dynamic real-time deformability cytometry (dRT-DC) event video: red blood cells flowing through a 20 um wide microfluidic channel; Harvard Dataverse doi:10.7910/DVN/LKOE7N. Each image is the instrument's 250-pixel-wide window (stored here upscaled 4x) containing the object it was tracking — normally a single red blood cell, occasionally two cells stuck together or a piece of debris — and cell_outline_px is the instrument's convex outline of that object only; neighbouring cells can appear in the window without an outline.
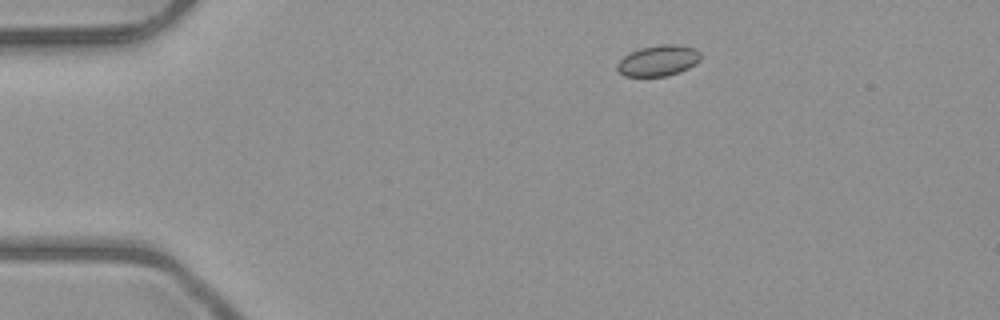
{"species": "common noctule bat (a hibernating species)", "species_latin": "Nyctalus noctula", "temperature_condition": "room temperature", "stored_images_in_passage": 5, "camera_frame_rate_fps": 3000, "um_per_image_px": 0.085, "animal": {"sex": "male", "body_mass_g": 23.1, "forearm_length_mm": 52.7}, "frame": {"image": 1, "passage_image": 2, "time_ms": 1.0, "image_size_px": [1000, 320], "cell_outline_px": [[700, 60], [696, 64], [680, 72], [668, 76], [624, 76], [616, 68], [616, 64], [628, 52], [640, 48], [660, 44], [676, 44], [696, 48], [700, 52]], "centroid_in_image_um": [55.96, 5.14], "position_along_channel_um": 29.0, "area_um2": 15.2}}
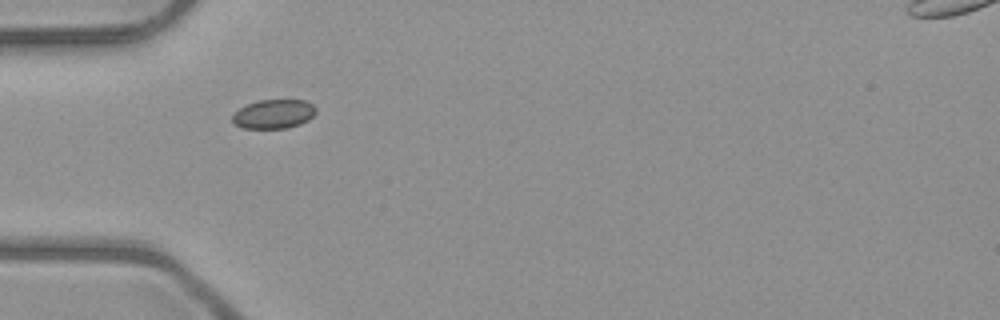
{"frame": {"image": 2, "passage_image": 4, "time_ms": 3.333, "image_size_px": [1000, 320], "cell_outline_px": [[316, 112], [308, 120], [300, 124], [288, 128], [244, 128], [236, 124], [232, 120], [232, 116], [240, 108], [256, 100], [304, 100], [312, 104], [316, 108]], "centroid_in_image_um": [23.28, 9.69], "position_along_channel_um": 61.7, "area_um2": 14.05}}
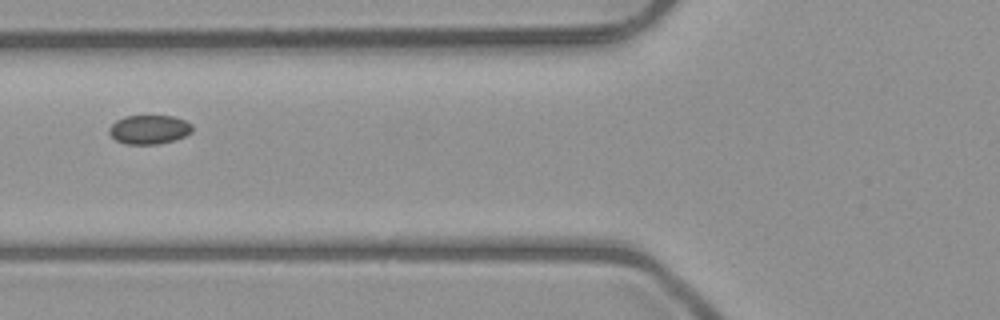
{"frame": {"image": 3, "passage_image": 5, "time_ms": 4.667, "image_size_px": [1000, 320], "cell_outline_px": [[192, 132], [176, 140], [160, 144], [124, 144], [116, 140], [108, 132], [108, 128], [116, 120], [124, 116], [172, 116], [184, 120], [192, 124]], "centroid_in_image_um": [12.67, 11.01], "position_along_channel_um": 113.1, "area_um2": 14.16}}